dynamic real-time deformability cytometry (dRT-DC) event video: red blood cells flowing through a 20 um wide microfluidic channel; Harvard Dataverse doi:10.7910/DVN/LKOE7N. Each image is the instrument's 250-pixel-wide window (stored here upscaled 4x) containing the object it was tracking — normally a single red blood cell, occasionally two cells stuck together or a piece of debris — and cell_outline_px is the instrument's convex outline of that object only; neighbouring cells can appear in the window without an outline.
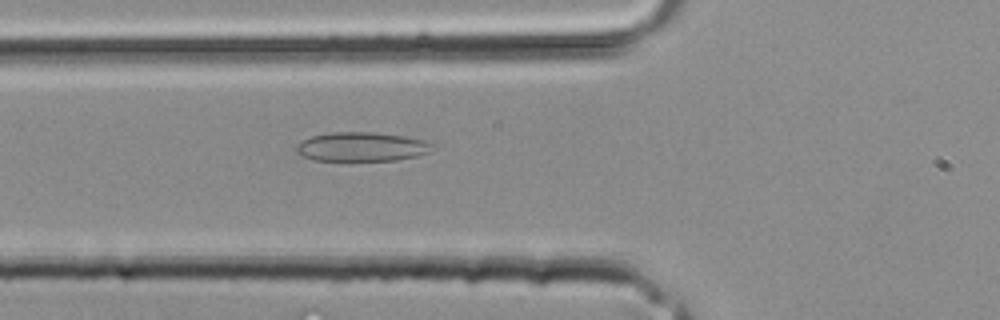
{"species": "common noctule bat (a hibernating species)", "species_latin": "Nyctalus noctula", "temperature_condition": "room temperature", "stored_images_in_passage": 26, "camera_frame_rate_fps": 3000, "um_per_image_px": 0.085, "animal": {"sex": "male", "body_mass_g": 20.4}, "frame": {"image": 1, "passage_image": 4, "time_ms": 1.0, "image_size_px": [1000, 320], "cell_outline_px": [[436, 144], [428, 152], [416, 156], [396, 160], [312, 160], [300, 156], [296, 152], [296, 144], [312, 136], [332, 132], [372, 132], [404, 136], [424, 140]], "centroid_in_image_um": [30.73, 12.47], "position_along_channel_um": 95.1, "area_um2": 23.06}}
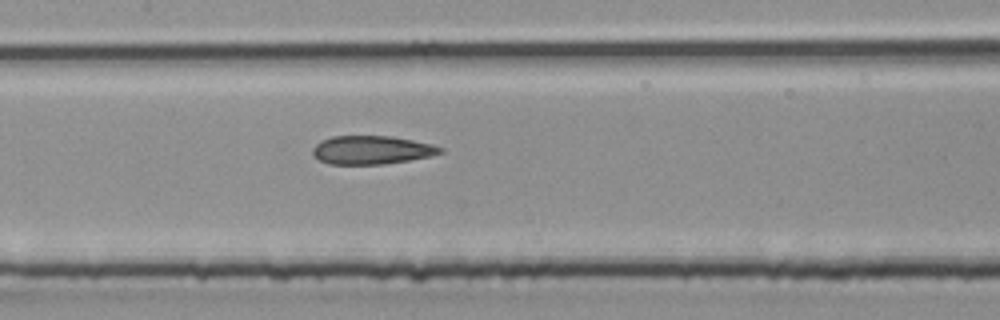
{"frame": {"image": 2, "passage_image": 8, "time_ms": 2.333, "image_size_px": [1000, 320], "cell_outline_px": [[444, 152], [428, 156], [408, 160], [384, 164], [328, 164], [320, 160], [312, 152], [312, 148], [320, 140], [332, 136], [392, 136], [432, 144], [444, 148]], "centroid_in_image_um": [31.58, 12.74], "position_along_channel_um": 175.8, "area_um2": 21.1}}
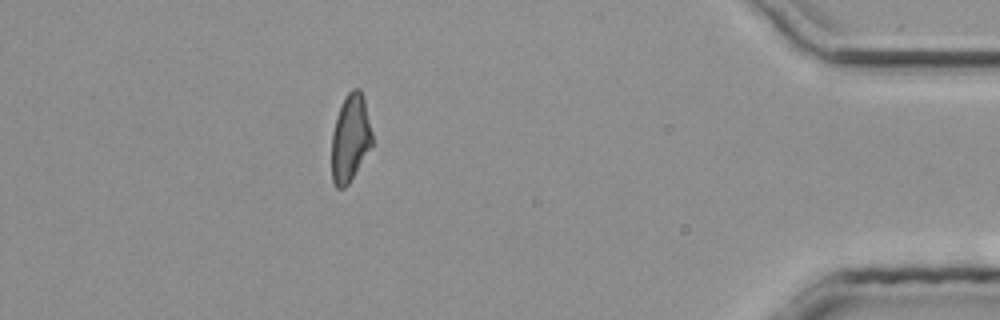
{"frame": {"image": 3, "passage_image": 22, "time_ms": 7.0, "image_size_px": [1000, 320], "cell_outline_px": [[372, 144], [348, 184], [344, 188], [336, 188], [332, 180], [332, 132], [336, 116], [340, 104], [344, 96], [352, 88], [360, 88], [364, 100], [372, 132]], "centroid_in_image_um": [29.75, 11.7], "position_along_channel_um": 405.4, "area_um2": 20.52}}